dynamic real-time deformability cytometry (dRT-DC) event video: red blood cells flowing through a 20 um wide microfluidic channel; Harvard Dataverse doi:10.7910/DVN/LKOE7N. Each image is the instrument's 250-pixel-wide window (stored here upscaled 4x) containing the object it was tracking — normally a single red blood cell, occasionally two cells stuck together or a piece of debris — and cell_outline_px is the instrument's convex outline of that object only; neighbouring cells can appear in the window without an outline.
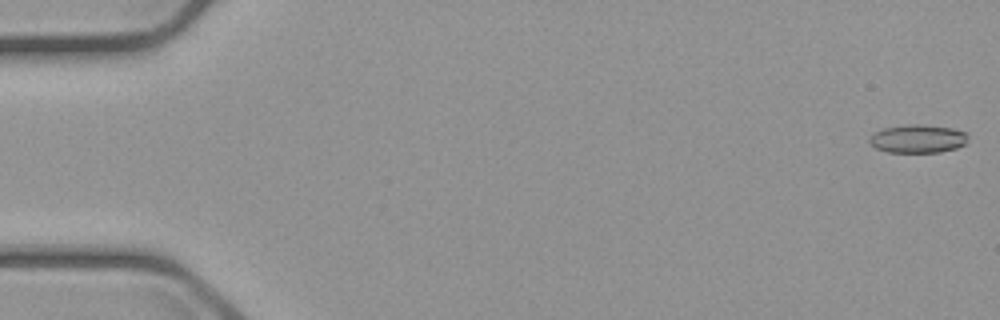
{"species": "common noctule bat (a hibernating species)", "species_latin": "Nyctalus noctula", "temperature_condition": "cold", "stored_images_in_passage": 5, "camera_frame_rate_fps": 3000, "um_per_image_px": 0.085, "animal": {"sex": "male", "body_mass_g": 23.1, "forearm_length_mm": 52.7}, "frame": {"image": 1, "passage_image": 1, "time_ms": 0.0, "image_size_px": [1000, 320], "cell_outline_px": [[968, 136], [964, 144], [956, 148], [940, 152], [888, 152], [876, 148], [868, 140], [876, 132], [884, 128], [912, 124], [924, 124], [952, 128], [964, 132]], "centroid_in_image_um": [78.03, 11.79], "position_along_channel_um": 7.0, "area_um2": 16.01}}
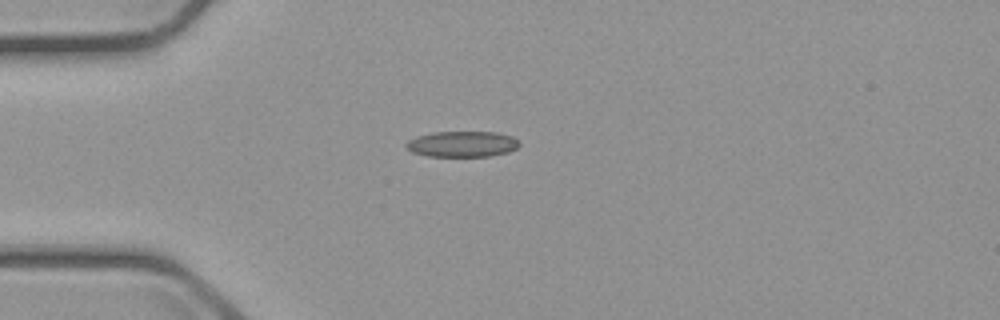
{"frame": {"image": 2, "passage_image": 5, "time_ms": 4.667, "image_size_px": [1000, 320], "cell_outline_px": [[520, 144], [516, 148], [508, 152], [488, 156], [428, 156], [412, 152], [404, 144], [408, 140], [416, 136], [432, 132], [496, 132], [512, 136], [520, 140]], "centroid_in_image_um": [39.29, 12.23], "position_along_channel_um": 45.7, "area_um2": 17.05}}